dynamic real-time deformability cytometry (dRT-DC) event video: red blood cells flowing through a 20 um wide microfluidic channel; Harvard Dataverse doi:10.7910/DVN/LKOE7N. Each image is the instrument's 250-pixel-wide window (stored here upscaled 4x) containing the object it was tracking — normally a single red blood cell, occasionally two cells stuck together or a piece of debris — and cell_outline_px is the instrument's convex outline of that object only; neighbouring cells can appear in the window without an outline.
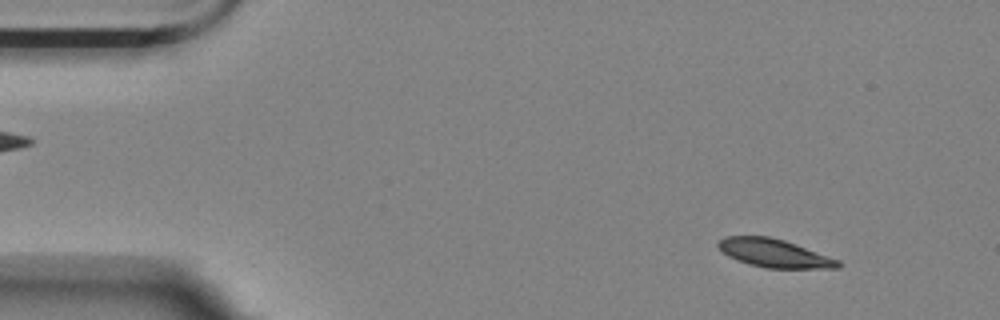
{"species": "Egyptian fruit bat (a non-hibernating species)", "species_latin": "Rousettus aegyptiacus", "temperature_condition": "room temperature", "stored_images_in_passage": 55, "camera_frame_rate_fps": 3000, "um_per_image_px": 0.085, "animal": {"sex": "female"}, "frame": {"image": 1, "passage_image": 5, "time_ms": 1.333, "image_size_px": [1000, 320], "cell_outline_px": [[840, 268], [764, 268], [748, 264], [736, 260], [728, 256], [716, 244], [724, 236], [768, 236], [784, 240], [796, 244], [840, 260]], "centroid_in_image_um": [65.81, 21.52], "position_along_channel_um": 19.2, "area_um2": 19.71}}
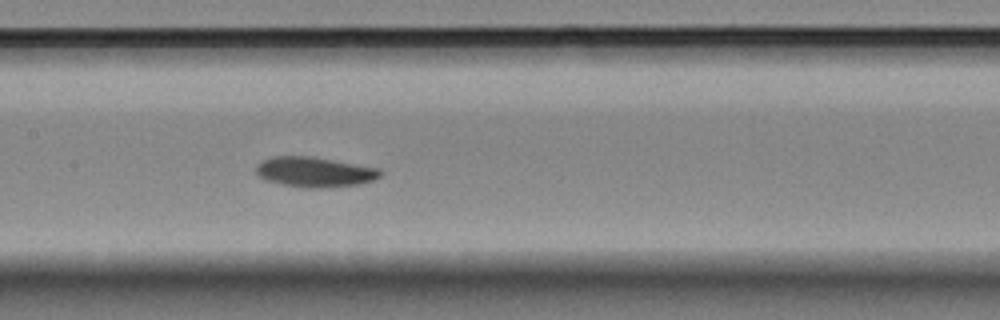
{"frame": {"image": 2, "passage_image": 26, "time_ms": 8.333, "image_size_px": [1000, 320], "cell_outline_px": [[384, 172], [380, 176], [372, 180], [360, 184], [320, 188], [304, 188], [280, 184], [264, 180], [256, 176], [256, 164], [272, 156], [312, 156], [380, 168]], "centroid_in_image_um": [26.72, 14.62], "position_along_channel_um": 180.7, "area_um2": 22.08}}
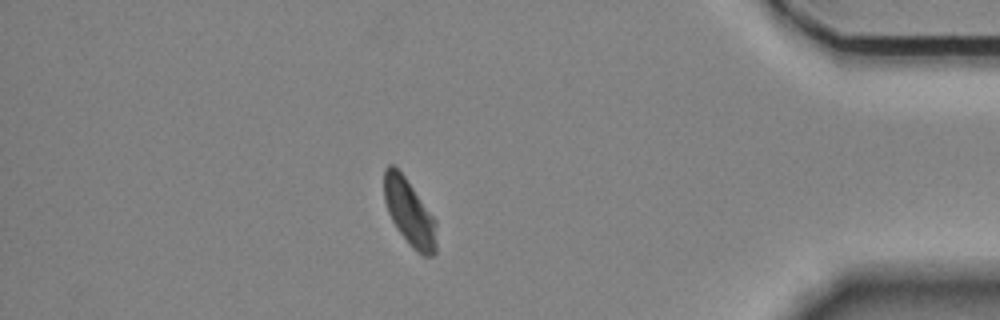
{"frame": {"image": 3, "passage_image": 48, "time_ms": 15.667, "image_size_px": [1000, 320], "cell_outline_px": [[436, 252], [432, 256], [424, 256], [416, 252], [408, 244], [396, 228], [388, 212], [384, 200], [384, 168], [388, 164], [392, 164], [404, 176], [436, 220]], "centroid_in_image_um": [34.79, 18.09], "position_along_channel_um": 400.4, "area_um2": 20.23}, "authors_computed_cell_mechanics": {"area_um2": 20.8658, "velocity_mm_per_s": 3.5208, "shape_relaxation_time_tau1_ms": 3.8161, "shape_relaxation_time_tau2_ms": null, "deformation_change_tau1": 0.1333, "deformation_change_tau2": null}}